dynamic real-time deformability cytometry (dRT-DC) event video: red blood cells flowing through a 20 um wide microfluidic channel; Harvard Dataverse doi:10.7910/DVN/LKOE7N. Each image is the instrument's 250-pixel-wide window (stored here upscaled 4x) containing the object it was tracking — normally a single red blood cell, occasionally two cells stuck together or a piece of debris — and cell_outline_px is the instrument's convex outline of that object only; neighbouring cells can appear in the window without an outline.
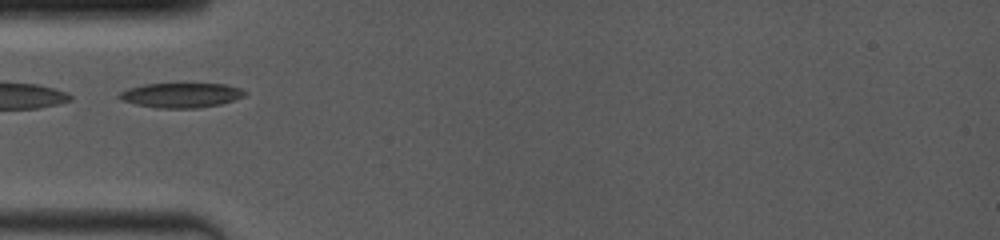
{"species": "common noctule bat (a hibernating species)", "species_latin": "Nyctalus noctula", "temperature_condition": "room temperature", "stored_images_in_passage": 6, "camera_frame_rate_fps": 4000, "um_per_image_px": 0.085, "animal": {"sex": "female", "body_mass_g": 19.0, "forearm_length_mm": 53.3}, "frame": {"image": 1, "passage_image": 1, "time_ms": 0.0, "image_size_px": [1000, 240], "cell_outline_px": [[248, 92], [244, 96], [220, 104], [196, 108], [156, 108], [136, 104], [120, 100], [116, 96], [120, 92], [128, 88], [144, 84], [228, 84], [240, 88]], "centroid_in_image_um": [15.37, 8.09], "position_along_channel_um": 69.6, "area_um2": 18.09}}
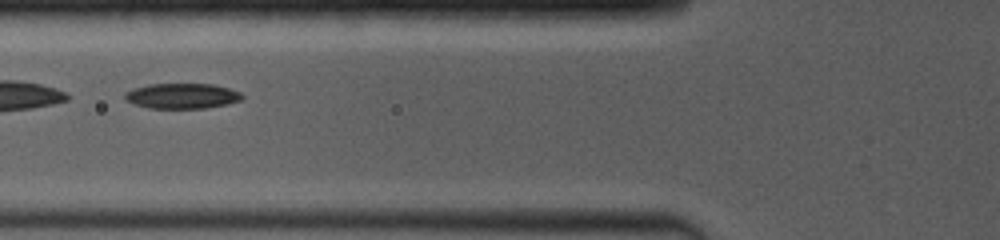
{"frame": {"image": 2, "passage_image": 3, "time_ms": 1.0, "image_size_px": [1000, 240], "cell_outline_px": [[244, 96], [240, 100], [228, 104], [204, 108], [148, 108], [124, 100], [124, 92], [132, 88], [148, 84], [212, 84], [228, 88], [240, 92]], "centroid_in_image_um": [15.44, 8.15], "position_along_channel_um": 110.4, "area_um2": 17.34}}
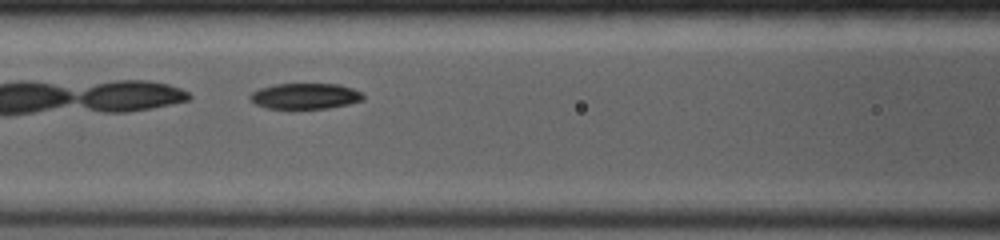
{"frame": {"image": 3, "passage_image": 4, "time_ms": 1.75, "image_size_px": [1000, 240], "cell_outline_px": [[364, 100], [348, 104], [328, 108], [264, 108], [256, 104], [248, 96], [252, 92], [260, 88], [276, 84], [340, 84], [352, 88], [360, 92], [364, 96]], "centroid_in_image_um": [25.95, 8.16], "position_along_channel_um": 140.7, "area_um2": 16.88}}